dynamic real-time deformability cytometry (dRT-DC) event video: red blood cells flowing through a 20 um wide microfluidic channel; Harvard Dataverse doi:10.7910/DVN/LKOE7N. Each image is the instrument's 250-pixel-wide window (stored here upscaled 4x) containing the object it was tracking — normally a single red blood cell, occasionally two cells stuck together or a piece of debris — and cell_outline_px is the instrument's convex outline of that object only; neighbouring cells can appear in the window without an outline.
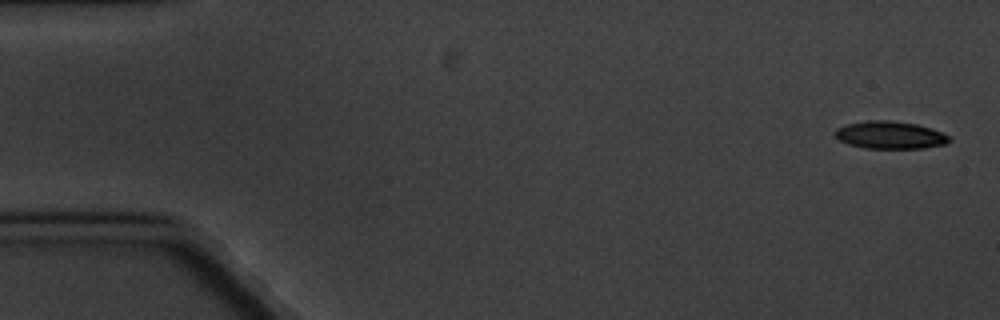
{"species": "common noctule bat (a hibernating species)", "species_latin": "Nyctalus noctula", "temperature_condition": "cold", "stored_images_in_passage": 6, "segment_of_instrument_passage": [1, 2], "camera_frame_rate_fps": 3000, "um_per_image_px": 0.085, "animal": {"sex": "male", "body_mass_g": 20.1, "forearm_length_mm": 53.5}, "frame": {"image": 1, "passage_image": 1, "time_ms": 0.0, "image_size_px": [1000, 320], "cell_outline_px": [[952, 140], [944, 144], [924, 148], [864, 148], [848, 144], [840, 140], [836, 136], [836, 128], [844, 124], [868, 120], [888, 120], [916, 124], [932, 128], [948, 136]], "centroid_in_image_um": [75.64, 11.47], "position_along_channel_um": 9.4, "area_um2": 18.26}}
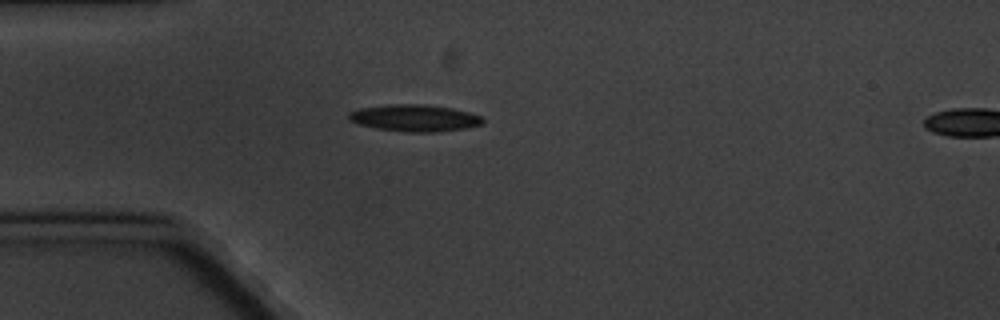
{"frame": {"image": 2, "passage_image": 5, "time_ms": 4.667, "image_size_px": [1000, 320], "cell_outline_px": [[484, 120], [480, 124], [464, 128], [432, 132], [404, 132], [376, 128], [356, 124], [348, 120], [348, 112], [360, 108], [392, 104], [424, 104], [452, 108], [468, 112], [480, 116]], "centroid_in_image_um": [35.17, 10.03], "position_along_channel_um": 49.8, "area_um2": 20.87}}